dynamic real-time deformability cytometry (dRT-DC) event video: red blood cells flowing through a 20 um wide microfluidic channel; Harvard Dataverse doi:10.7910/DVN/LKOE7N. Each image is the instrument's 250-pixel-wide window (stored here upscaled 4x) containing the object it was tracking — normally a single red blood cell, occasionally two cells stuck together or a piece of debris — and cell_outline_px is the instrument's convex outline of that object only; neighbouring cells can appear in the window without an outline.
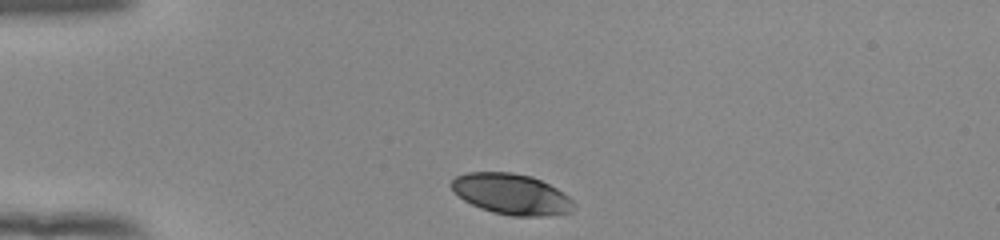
{"species": "human", "species_latin": "Homo sapiens", "temperature_condition": "room temperature", "stored_images_in_passage": 33, "camera_frame_rate_fps": 3000, "um_per_image_px": 0.085, "donor": {"sex": "female"}, "frame": {"image": 1, "passage_image": 1, "time_ms": 0.0, "image_size_px": [1000, 240], "cell_outline_px": [[576, 208], [572, 212], [540, 216], [512, 216], [492, 212], [480, 208], [464, 200], [448, 184], [456, 176], [468, 172], [512, 172], [532, 176], [556, 188], [568, 196], [572, 200]], "centroid_in_image_um": [43.47, 16.5], "position_along_channel_um": 41.5, "area_um2": 29.02}}
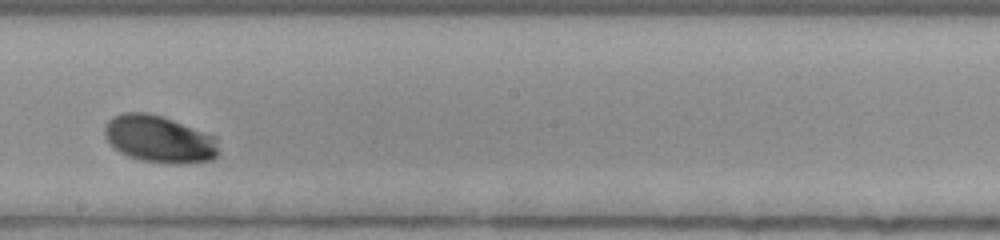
{"frame": {"image": 2, "passage_image": 19, "time_ms": 6.0, "image_size_px": [1000, 240], "cell_outline_px": [[216, 156], [212, 160], [180, 164], [172, 164], [144, 160], [128, 156], [120, 152], [108, 140], [104, 132], [104, 128], [108, 120], [112, 116], [124, 112], [148, 112], [164, 116], [216, 136]], "centroid_in_image_um": [13.53, 11.8], "position_along_channel_um": 234.7, "area_um2": 31.21}}
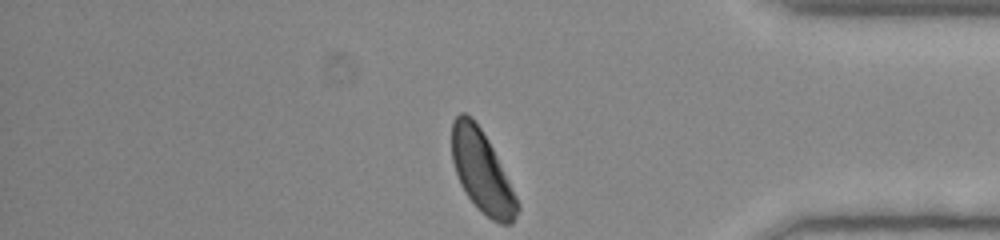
{"frame": {"image": 3, "passage_image": 33, "time_ms": 10.667, "image_size_px": [1000, 240], "cell_outline_px": [[520, 208], [512, 224], [500, 224], [492, 220], [468, 196], [460, 184], [452, 160], [452, 120], [460, 112], [464, 112], [472, 116], [488, 140], [520, 204]], "centroid_in_image_um": [40.95, 14.56], "position_along_channel_um": 394.2, "area_um2": 30.63}, "authors_computed_cell_mechanics": {"area_um2": 30.4606, "velocity_mm_per_s": 3.8536, "shape_relaxation_time_tau1_ms": 2.2419, "shape_relaxation_time_tau2_ms": null, "deformation_change_tau1": 0.1188, "deformation_change_tau2": null}}